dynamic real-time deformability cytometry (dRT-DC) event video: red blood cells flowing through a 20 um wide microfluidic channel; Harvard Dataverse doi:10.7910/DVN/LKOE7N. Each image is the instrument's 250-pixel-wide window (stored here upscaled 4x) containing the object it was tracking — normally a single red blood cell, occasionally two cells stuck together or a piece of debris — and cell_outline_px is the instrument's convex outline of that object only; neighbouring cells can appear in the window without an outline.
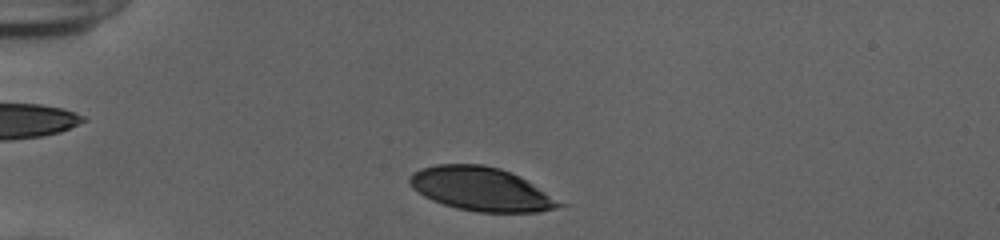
{"species": "human", "species_latin": "Homo sapiens", "temperature_condition": "cold", "stored_images_in_passage": 35, "camera_frame_rate_fps": 3000, "um_per_image_px": 0.085, "donor": {"sex": "female"}, "frame": {"image": 1, "passage_image": 2, "time_ms": 0.333, "image_size_px": [1000, 240], "cell_outline_px": [[568, 204], [556, 208], [540, 212], [476, 212], [456, 208], [432, 200], [416, 192], [408, 184], [408, 176], [412, 172], [420, 168], [436, 164], [484, 164], [500, 168], [520, 176]], "centroid_in_image_um": [40.89, 16.06], "position_along_channel_um": 44.1, "area_um2": 38.55}}
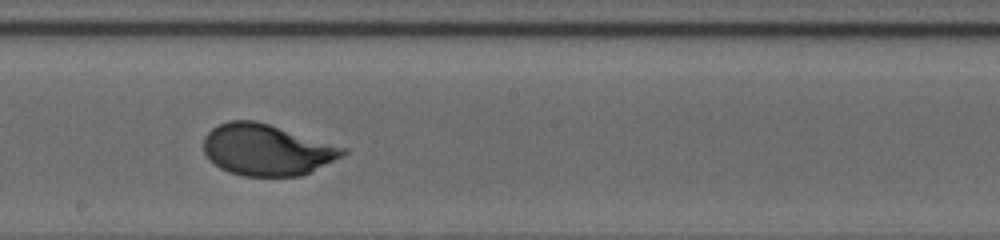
{"frame": {"image": 2, "passage_image": 19, "time_ms": 6.0, "image_size_px": [1000, 240], "cell_outline_px": [[348, 152], [300, 176], [244, 176], [228, 172], [220, 168], [204, 152], [204, 136], [212, 128], [228, 120], [256, 120], [348, 148]], "centroid_in_image_um": [22.65, 12.72], "position_along_channel_um": 225.6, "area_um2": 41.21}}
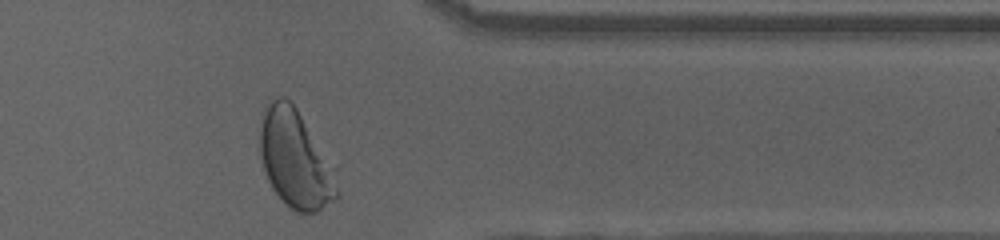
{"frame": {"image": 3, "passage_image": 32, "time_ms": 10.333, "image_size_px": [1000, 240], "cell_outline_px": [[340, 196], [336, 200], [316, 212], [296, 212], [272, 188], [268, 180], [260, 156], [260, 132], [264, 116], [268, 104], [272, 100], [280, 96], [284, 96], [296, 108], [340, 192]], "centroid_in_image_um": [25.02, 13.59], "position_along_channel_um": 386.4, "area_um2": 41.15}, "authors_computed_cell_mechanics": {"area_um2": 41.5582, "velocity_mm_per_s": 3.8747, "shape_relaxation_time_tau1_ms": 2.6996, "shape_relaxation_time_tau2_ms": null, "deformation_change_tau1": 0.1839, "deformation_change_tau2": null}}